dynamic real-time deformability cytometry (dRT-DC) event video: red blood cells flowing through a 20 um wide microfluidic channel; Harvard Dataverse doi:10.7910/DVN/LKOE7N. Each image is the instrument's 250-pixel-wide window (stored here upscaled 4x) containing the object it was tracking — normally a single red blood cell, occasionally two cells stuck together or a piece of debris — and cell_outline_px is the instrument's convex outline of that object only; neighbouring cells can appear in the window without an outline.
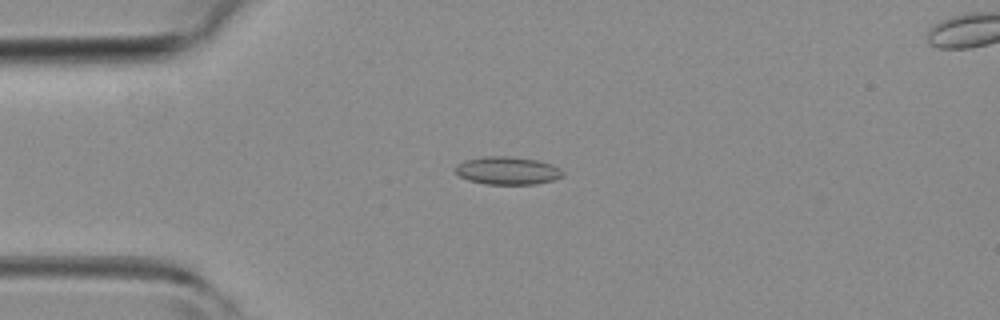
{"species": "common noctule bat (a hibernating species)", "species_latin": "Nyctalus noctula", "temperature_condition": "room temperature", "stored_images_in_passage": 5, "camera_frame_rate_fps": 3000, "um_per_image_px": 0.085, "animal": {"sex": "female", "body_mass_g": 19.3, "forearm_length_mm": 54.1}, "frame": {"image": 1, "passage_image": 4, "time_ms": 3.333, "image_size_px": [1000, 320], "cell_outline_px": [[564, 176], [552, 180], [536, 184], [488, 184], [468, 180], [460, 176], [456, 172], [456, 164], [464, 160], [484, 156], [512, 156], [540, 160], [552, 164], [560, 168], [564, 172]], "centroid_in_image_um": [43.16, 14.49], "position_along_channel_um": 41.8, "area_um2": 17.63}}